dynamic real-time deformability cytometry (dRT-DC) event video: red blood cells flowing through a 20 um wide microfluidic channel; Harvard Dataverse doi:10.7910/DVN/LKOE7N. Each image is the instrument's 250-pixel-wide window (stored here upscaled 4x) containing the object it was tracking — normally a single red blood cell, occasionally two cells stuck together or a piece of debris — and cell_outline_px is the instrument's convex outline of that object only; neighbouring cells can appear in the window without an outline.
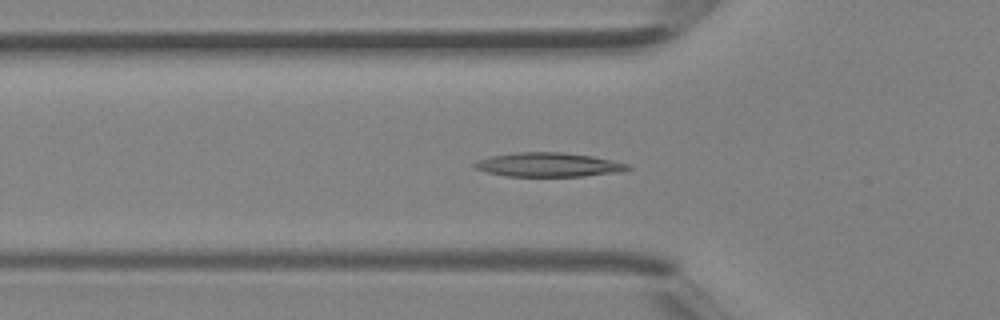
{"species": "Egyptian fruit bat (a non-hibernating species)", "species_latin": "Rousettus aegyptiacus", "temperature_condition": "room temperature", "stored_images_in_passage": 39, "camera_frame_rate_fps": 3000, "um_per_image_px": 0.085, "animal": {"sex": "female"}, "frame": {"image": 1, "passage_image": 13, "time_ms": 4.0, "image_size_px": [1000, 320], "cell_outline_px": [[632, 168], [624, 172], [584, 176], [504, 176], [488, 172], [476, 168], [472, 164], [480, 160], [492, 156], [516, 152], [560, 152], [592, 156], [612, 160], [628, 164]], "centroid_in_image_um": [46.68, 14.01], "position_along_channel_um": 79.1, "area_um2": 21.44}}
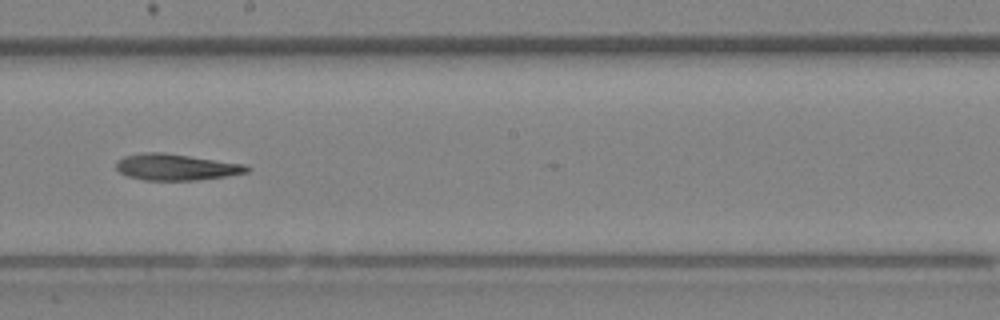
{"frame": {"image": 2, "passage_image": 22, "time_ms": 7.0, "image_size_px": [1000, 320], "cell_outline_px": [[252, 168], [248, 172], [224, 176], [196, 180], [144, 180], [128, 176], [120, 172], [116, 168], [116, 160], [124, 156], [144, 152], [164, 152], [248, 164]], "centroid_in_image_um": [14.99, 14.19], "position_along_channel_um": 233.2, "area_um2": 20.23}}
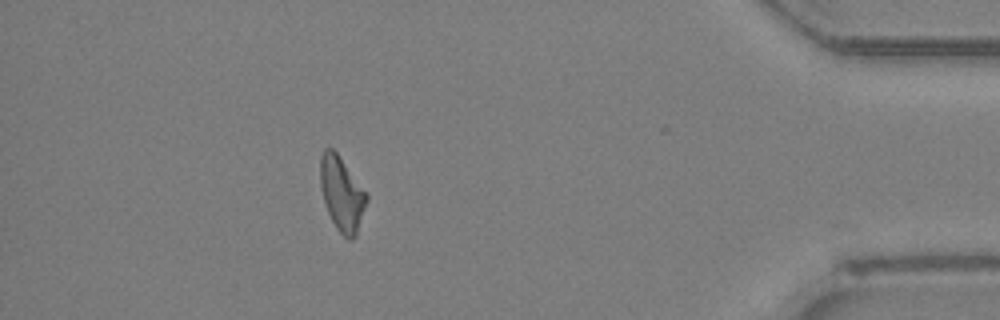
{"frame": {"image": 3, "passage_image": 35, "time_ms": 11.333, "image_size_px": [1000, 320], "cell_outline_px": [[368, 200], [356, 236], [352, 240], [348, 240], [336, 228], [328, 212], [324, 200], [320, 184], [320, 156], [324, 148], [332, 148], [336, 152], [368, 196]], "centroid_in_image_um": [29.05, 16.5], "position_along_channel_um": 406.2, "area_um2": 19.71}}